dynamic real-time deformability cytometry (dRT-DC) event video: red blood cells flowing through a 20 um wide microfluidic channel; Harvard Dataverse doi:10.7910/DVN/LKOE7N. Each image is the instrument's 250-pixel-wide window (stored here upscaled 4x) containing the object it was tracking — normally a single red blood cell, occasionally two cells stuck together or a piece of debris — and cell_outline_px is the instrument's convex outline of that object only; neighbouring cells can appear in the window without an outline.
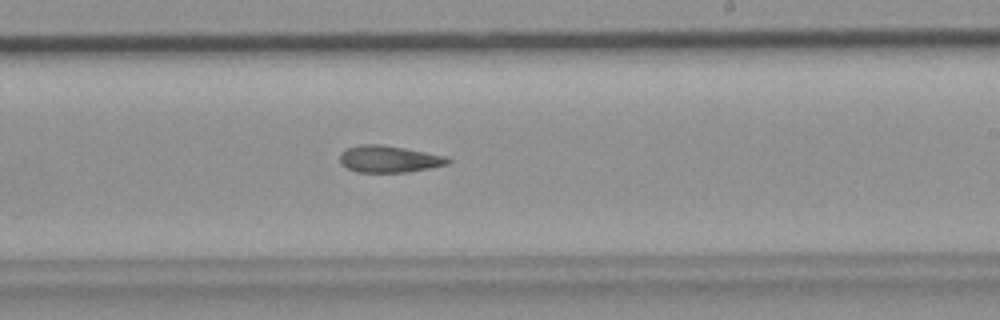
{"species": "common noctule bat (a hibernating species)", "species_latin": "Nyctalus noctula", "temperature_condition": "room temperature", "stored_images_in_passage": 39, "camera_frame_rate_fps": 3000, "um_per_image_px": 0.085, "animal": {"sex": "female", "body_mass_g": 19.9}, "frame": {"image": 1, "passage_image": 28, "time_ms": 9.0, "image_size_px": [1000, 320], "cell_outline_px": [[452, 160], [448, 164], [408, 172], [356, 172], [340, 164], [340, 152], [348, 148], [360, 144], [380, 144], [404, 148], [448, 156]], "centroid_in_image_um": [33.06, 13.51], "position_along_channel_um": 255.9, "area_um2": 16.94}}